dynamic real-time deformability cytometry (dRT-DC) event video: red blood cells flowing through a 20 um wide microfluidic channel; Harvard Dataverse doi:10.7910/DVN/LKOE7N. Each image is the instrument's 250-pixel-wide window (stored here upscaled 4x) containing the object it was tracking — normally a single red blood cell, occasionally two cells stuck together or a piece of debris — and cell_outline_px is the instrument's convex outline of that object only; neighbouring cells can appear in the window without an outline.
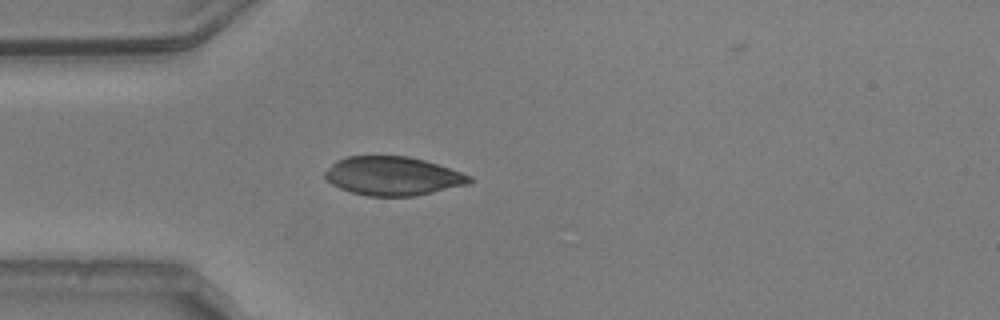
{"species": "common noctule bat (a hibernating species)", "species_latin": "Nyctalus noctula", "temperature_condition": "warm", "stored_images_in_passage": 49, "camera_frame_rate_fps": 3000, "um_per_image_px": 0.085, "animal": {"sex": "male", "body_mass_g": 20.5, "forearm_length_mm": 52.5}, "frame": {"image": 1, "passage_image": 14, "time_ms": 4.333, "image_size_px": [1000, 320], "cell_outline_px": [[472, 180], [468, 184], [416, 196], [368, 196], [352, 192], [340, 188], [332, 184], [324, 176], [324, 172], [336, 160], [348, 156], [408, 156], [424, 160], [472, 176]], "centroid_in_image_um": [33.37, 14.96], "position_along_channel_um": 51.6, "area_um2": 32.43}}
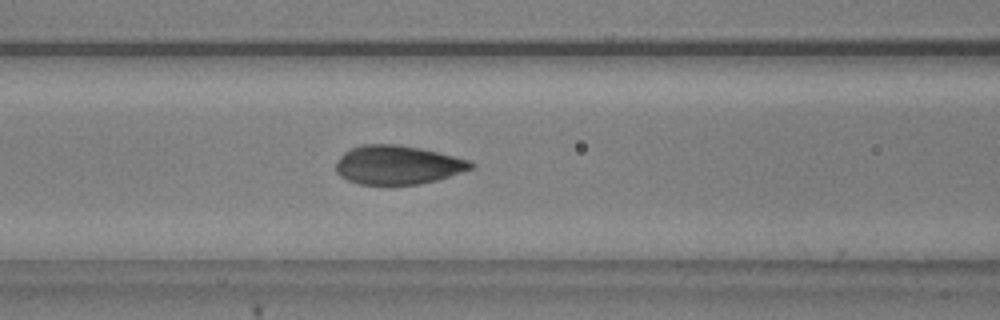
{"frame": {"image": 2, "passage_image": 21, "time_ms": 6.667, "image_size_px": [1000, 320], "cell_outline_px": [[476, 164], [472, 168], [436, 180], [420, 184], [388, 188], [360, 184], [348, 180], [340, 176], [336, 172], [336, 164], [340, 156], [344, 152], [360, 144], [396, 144], [420, 148], [468, 160]], "centroid_in_image_um": [33.74, 14.06], "position_along_channel_um": 132.9, "area_um2": 31.1}}